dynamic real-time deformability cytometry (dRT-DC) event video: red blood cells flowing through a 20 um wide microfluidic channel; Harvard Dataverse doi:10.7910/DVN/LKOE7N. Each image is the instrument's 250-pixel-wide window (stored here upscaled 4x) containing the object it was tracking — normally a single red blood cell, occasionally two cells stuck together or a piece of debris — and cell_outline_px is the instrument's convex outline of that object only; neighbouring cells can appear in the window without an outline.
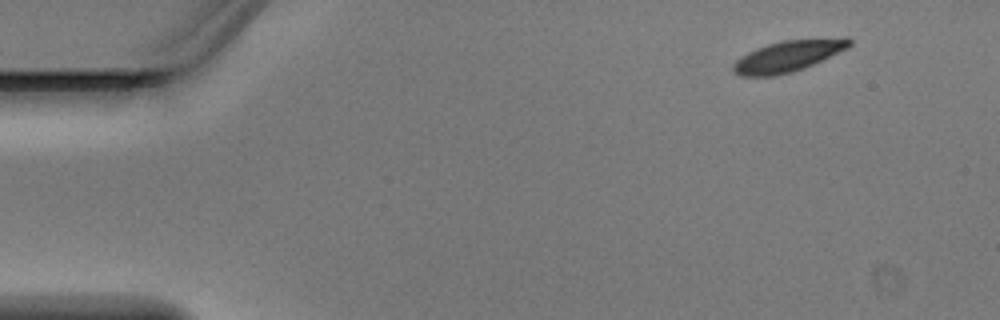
{"species": "Egyptian fruit bat (a non-hibernating species)", "species_latin": "Rousettus aegyptiacus", "temperature_condition": "warm", "stored_images_in_passage": 3, "camera_frame_rate_fps": 3000, "um_per_image_px": 0.085, "animal": {"sex": "male"}, "frame": {"image": 1, "passage_image": 1, "time_ms": 0.0, "image_size_px": [1000, 320], "cell_outline_px": [[852, 44], [848, 48], [804, 68], [792, 72], [776, 76], [740, 76], [732, 72], [732, 64], [736, 60], [748, 52], [756, 48], [768, 44], [784, 40], [844, 36], [848, 36], [852, 40]], "centroid_in_image_um": [67.02, 4.75], "position_along_channel_um": 18.0, "area_um2": 21.44}}
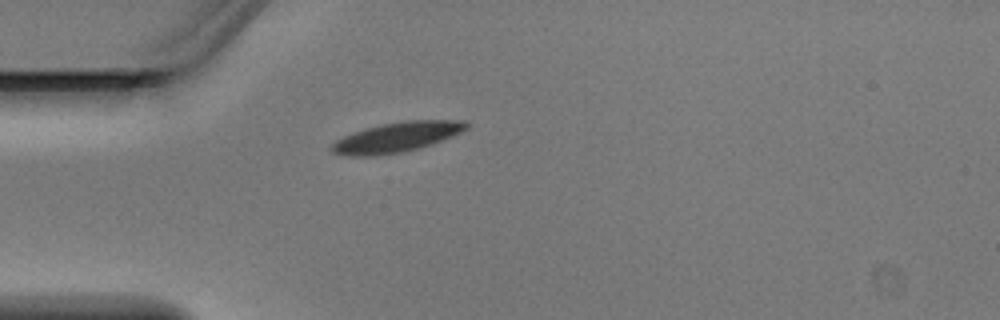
{"frame": {"image": 2, "passage_image": 3, "time_ms": 0.667, "image_size_px": [1000, 320], "cell_outline_px": [[468, 128], [452, 136], [432, 144], [400, 152], [376, 156], [348, 156], [332, 152], [328, 148], [336, 140], [352, 132], [364, 128], [380, 124], [404, 120], [468, 120]], "centroid_in_image_um": [33.7, 11.65], "position_along_channel_um": 51.3, "area_um2": 23.58}}